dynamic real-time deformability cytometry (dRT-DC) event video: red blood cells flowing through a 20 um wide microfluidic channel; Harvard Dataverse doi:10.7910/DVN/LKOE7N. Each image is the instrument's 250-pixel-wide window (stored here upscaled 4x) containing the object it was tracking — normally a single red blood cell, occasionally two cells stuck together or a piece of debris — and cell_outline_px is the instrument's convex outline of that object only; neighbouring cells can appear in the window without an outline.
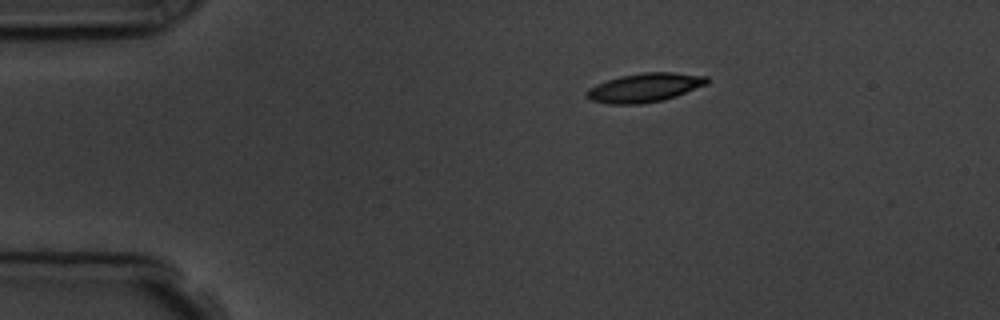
{"species": "common noctule bat (a hibernating species)", "species_latin": "Nyctalus noctula", "temperature_condition": "room temperature", "stored_images_in_passage": 2, "camera_frame_rate_fps": 3000, "um_per_image_px": 0.085, "animal": {"sex": "male", "body_mass_g": 19.5, "forearm_length_mm": 54.6}, "frame": {"image": 1, "passage_image": 1, "time_ms": 0.0, "image_size_px": [1000, 320], "cell_outline_px": [[708, 84], [676, 96], [664, 100], [640, 104], [608, 104], [592, 100], [588, 96], [588, 88], [596, 84], [620, 76], [644, 72], [672, 72], [708, 76]], "centroid_in_image_um": [54.84, 7.44], "position_along_channel_um": 30.2, "area_um2": 20.17}}